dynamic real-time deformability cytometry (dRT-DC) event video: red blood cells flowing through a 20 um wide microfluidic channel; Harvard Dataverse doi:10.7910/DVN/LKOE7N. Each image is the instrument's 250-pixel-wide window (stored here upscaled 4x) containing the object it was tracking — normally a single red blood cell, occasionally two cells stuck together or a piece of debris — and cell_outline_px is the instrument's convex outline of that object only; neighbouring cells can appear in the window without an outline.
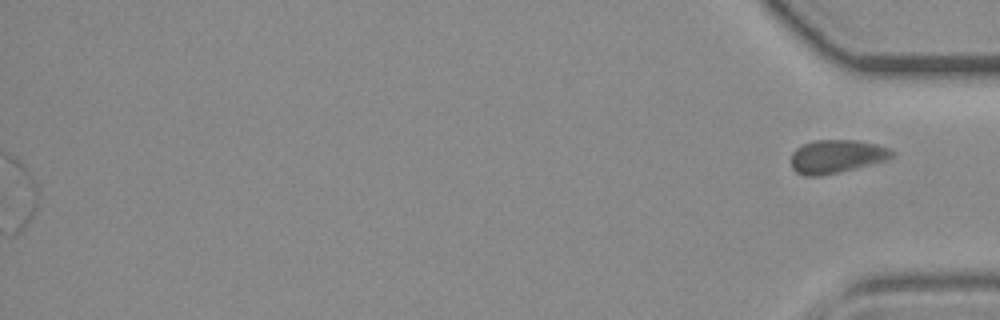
{"species": "common noctule bat (a hibernating species)", "species_latin": "Nyctalus noctula", "temperature_condition": "room temperature", "stored_images_in_passage": 44, "segment_of_instrument_passage": [2, 2], "camera_frame_rate_fps": 3000, "um_per_image_px": 0.085, "animal": {"sex": "female", "body_mass_g": 19.3, "forearm_length_mm": 54.1}, "frame": {"image": 1, "passage_image": 44, "time_ms": 14.333, "image_size_px": [1000, 320], "cell_outline_px": [[896, 152], [888, 160], [840, 172], [820, 176], [804, 176], [796, 172], [792, 168], [792, 152], [800, 144], [812, 140], [856, 140], [876, 144], [888, 148]], "centroid_in_image_um": [71.09, 13.29], "position_along_channel_um": 364.1, "area_um2": 19.83}}